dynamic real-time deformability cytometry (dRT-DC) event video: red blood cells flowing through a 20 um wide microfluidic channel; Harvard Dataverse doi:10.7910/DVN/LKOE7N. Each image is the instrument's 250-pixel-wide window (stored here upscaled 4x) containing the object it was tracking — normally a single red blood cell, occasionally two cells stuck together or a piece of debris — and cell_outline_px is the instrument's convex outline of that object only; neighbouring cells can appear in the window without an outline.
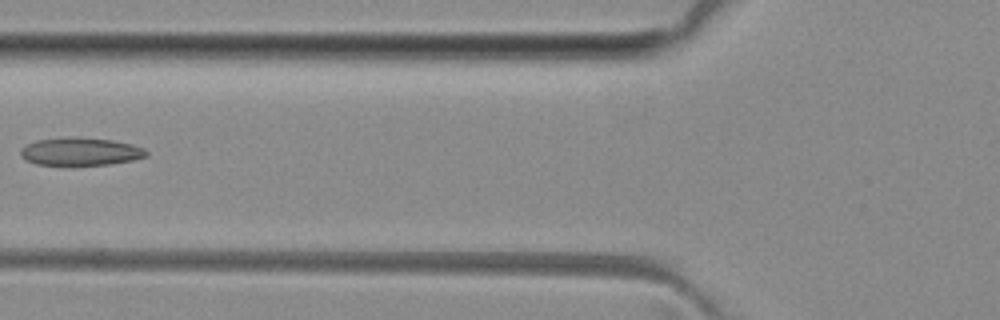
{"species": "common noctule bat (a hibernating species)", "species_latin": "Nyctalus noctula", "temperature_condition": "room temperature", "stored_images_in_passage": 4, "camera_frame_rate_fps": 3000, "um_per_image_px": 0.085, "animal": {"sex": "female", "body_mass_g": 29.2, "forearm_length_mm": 56.3}, "frame": {"image": 1, "passage_image": 4, "time_ms": 3.333, "image_size_px": [1000, 320], "cell_outline_px": [[148, 156], [132, 160], [112, 164], [68, 168], [36, 164], [20, 156], [20, 152], [28, 144], [36, 140], [68, 136], [112, 140], [132, 144], [144, 148], [148, 152]], "centroid_in_image_um": [6.84, 12.92], "position_along_channel_um": 119.0, "area_um2": 21.27}}